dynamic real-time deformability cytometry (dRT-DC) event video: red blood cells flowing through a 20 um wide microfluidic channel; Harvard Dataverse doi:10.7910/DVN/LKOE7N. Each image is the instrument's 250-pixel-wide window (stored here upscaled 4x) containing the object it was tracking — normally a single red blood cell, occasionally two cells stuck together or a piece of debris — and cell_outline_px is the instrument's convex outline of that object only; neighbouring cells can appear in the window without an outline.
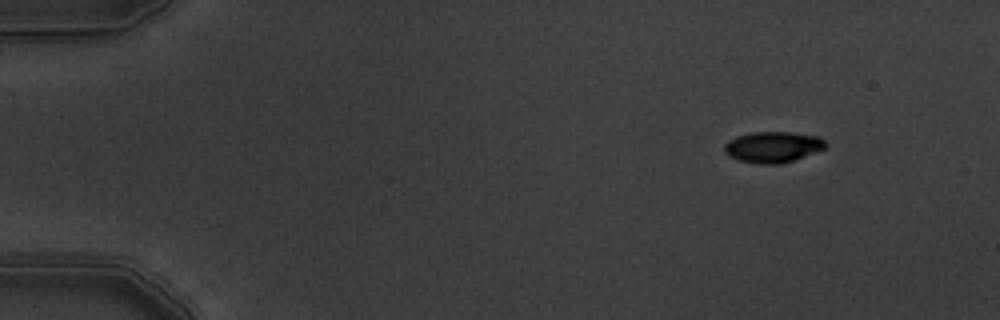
{"species": "common noctule bat (a hibernating species)", "species_latin": "Nyctalus noctula", "temperature_condition": "warm", "stored_images_in_passage": 5, "camera_frame_rate_fps": 3000, "um_per_image_px": 0.085, "animal": {"sex": "male", "body_mass_g": 19.5, "forearm_length_mm": 54.6}, "frame": {"image": 1, "passage_image": 2, "time_ms": 0.333, "image_size_px": [1000, 320], "cell_outline_px": [[828, 144], [824, 148], [792, 160], [780, 164], [760, 164], [740, 160], [724, 152], [724, 144], [728, 140], [736, 136], [752, 132], [792, 132], [820, 136]], "centroid_in_image_um": [65.69, 12.47], "position_along_channel_um": 19.3, "area_um2": 18.09}}